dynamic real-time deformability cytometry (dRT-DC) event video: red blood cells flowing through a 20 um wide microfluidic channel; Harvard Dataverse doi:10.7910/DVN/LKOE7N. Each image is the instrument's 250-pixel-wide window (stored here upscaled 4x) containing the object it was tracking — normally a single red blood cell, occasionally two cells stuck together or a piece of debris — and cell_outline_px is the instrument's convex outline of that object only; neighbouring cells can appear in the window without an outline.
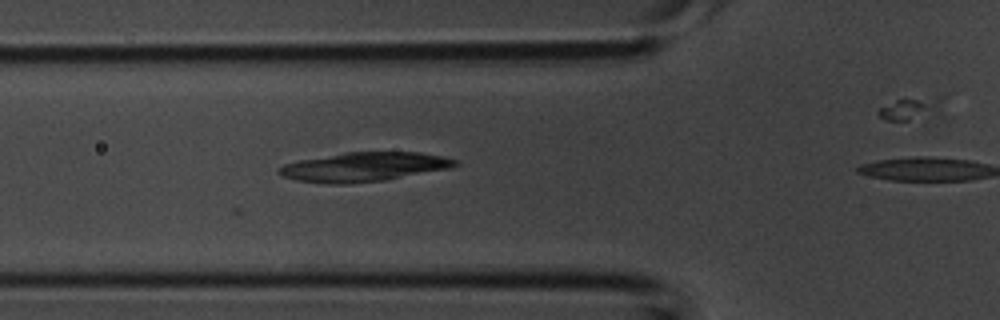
{"species": "common noctule bat (a hibernating species)", "species_latin": "Nyctalus noctula", "temperature_condition": "room temperature", "stored_images_in_passage": 4, "camera_frame_rate_fps": 3000, "um_per_image_px": 0.085, "animal": {"sex": "male", "body_mass_g": 20.1, "forearm_length_mm": 53.5}, "frame": {"image": 1, "passage_image": 3, "time_ms": 0.667, "image_size_px": [1000, 320], "cell_outline_px": [[460, 164], [452, 168], [384, 180], [348, 184], [328, 184], [296, 180], [284, 176], [276, 172], [276, 168], [284, 164], [300, 160], [344, 152], [420, 152], [440, 156], [456, 160]], "centroid_in_image_um": [30.92, 14.19], "position_along_channel_um": 94.9, "area_um2": 30.0}}